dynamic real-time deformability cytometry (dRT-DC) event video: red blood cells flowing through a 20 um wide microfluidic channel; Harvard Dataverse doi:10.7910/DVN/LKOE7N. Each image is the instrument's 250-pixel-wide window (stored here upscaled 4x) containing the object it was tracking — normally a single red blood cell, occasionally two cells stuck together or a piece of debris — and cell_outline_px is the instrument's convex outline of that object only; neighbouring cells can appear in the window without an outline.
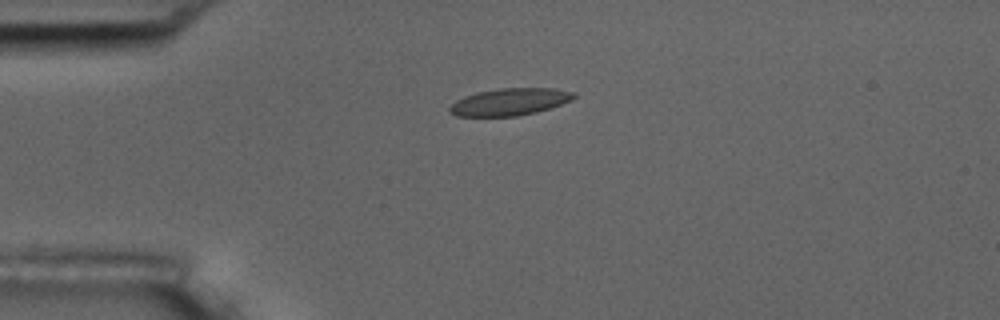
{"species": "common noctule bat (a hibernating species)", "species_latin": "Nyctalus noctula", "temperature_condition": "room temperature", "stored_images_in_passage": 4, "camera_frame_rate_fps": 3000, "um_per_image_px": 0.085, "animal": {"sex": "male", "body_mass_g": 17.5, "forearm_length_mm": 52.3}, "frame": {"image": 1, "passage_image": 3, "time_ms": 2.333, "image_size_px": [1000, 320], "cell_outline_px": [[576, 96], [572, 100], [536, 112], [516, 116], [456, 116], [448, 112], [448, 108], [456, 100], [464, 96], [476, 92], [500, 88], [552, 88], [576, 92]], "centroid_in_image_um": [43.3, 8.65], "position_along_channel_um": 41.7, "area_um2": 19.65}}